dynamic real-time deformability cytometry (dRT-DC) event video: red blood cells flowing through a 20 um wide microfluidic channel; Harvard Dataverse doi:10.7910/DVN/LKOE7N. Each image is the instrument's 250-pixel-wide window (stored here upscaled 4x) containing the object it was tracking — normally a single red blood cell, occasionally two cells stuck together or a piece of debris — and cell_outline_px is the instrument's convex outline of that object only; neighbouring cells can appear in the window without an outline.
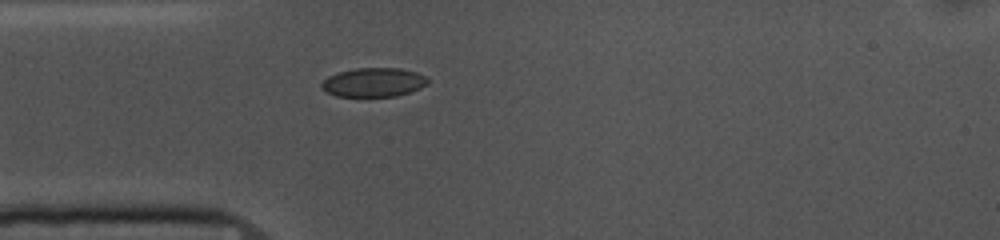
{"species": "common noctule bat (a hibernating species)", "species_latin": "Nyctalus noctula", "temperature_condition": "cold", "stored_images_in_passage": 41, "camera_frame_rate_fps": 3000, "um_per_image_px": 0.085, "animal": {"sex": "female", "body_mass_g": 10.0, "forearm_length_mm": 53.1}, "frame": {"image": 1, "passage_image": 1, "time_ms": 0.0, "image_size_px": [1000, 240], "cell_outline_px": [[428, 84], [420, 88], [396, 96], [336, 96], [320, 88], [320, 84], [328, 76], [340, 72], [356, 68], [400, 68], [416, 72], [424, 76], [428, 80]], "centroid_in_image_um": [31.74, 6.99], "position_along_channel_um": 53.3, "area_um2": 17.8}}
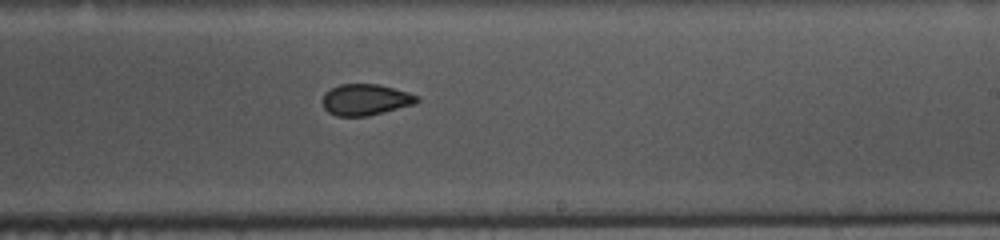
{"frame": {"image": 2, "passage_image": 18, "time_ms": 5.667, "image_size_px": [1000, 240], "cell_outline_px": [[420, 100], [416, 104], [368, 116], [336, 116], [328, 112], [324, 108], [320, 100], [324, 92], [340, 84], [380, 84], [408, 92], [420, 96]], "centroid_in_image_um": [31.07, 8.47], "position_along_channel_um": 257.9, "area_um2": 17.51}}
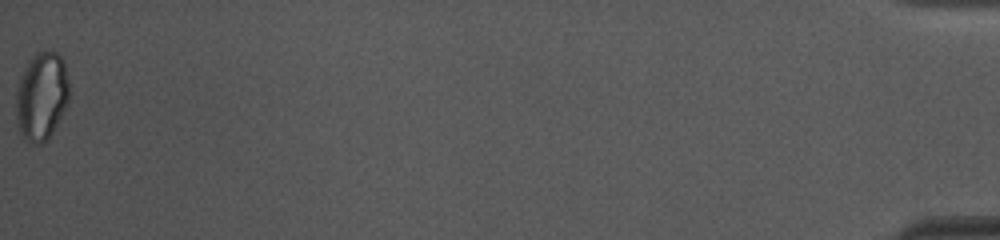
{"frame": {"image": 3, "passage_image": 41, "time_ms": 13.333, "image_size_px": [1000, 240], "cell_outline_px": [[68, 100], [48, 140], [40, 144], [32, 144], [20, 132], [16, 120], [16, 92], [20, 76], [28, 60], [36, 52], [56, 52], [64, 60], [68, 80]], "centroid_in_image_um": [3.51, 8.16], "position_along_channel_um": 431.7, "area_um2": 27.11}, "authors_computed_cell_mechanics": {"area_um2": 18.1492, "velocity_mm_per_s": 3.6658, "shape_relaxation_time_tau1_ms": 6.6559, "shape_relaxation_time_tau2_ms": 1.749, "deformation_change_tau1": 0.0972, "deformation_change_tau2": 0.0428}}